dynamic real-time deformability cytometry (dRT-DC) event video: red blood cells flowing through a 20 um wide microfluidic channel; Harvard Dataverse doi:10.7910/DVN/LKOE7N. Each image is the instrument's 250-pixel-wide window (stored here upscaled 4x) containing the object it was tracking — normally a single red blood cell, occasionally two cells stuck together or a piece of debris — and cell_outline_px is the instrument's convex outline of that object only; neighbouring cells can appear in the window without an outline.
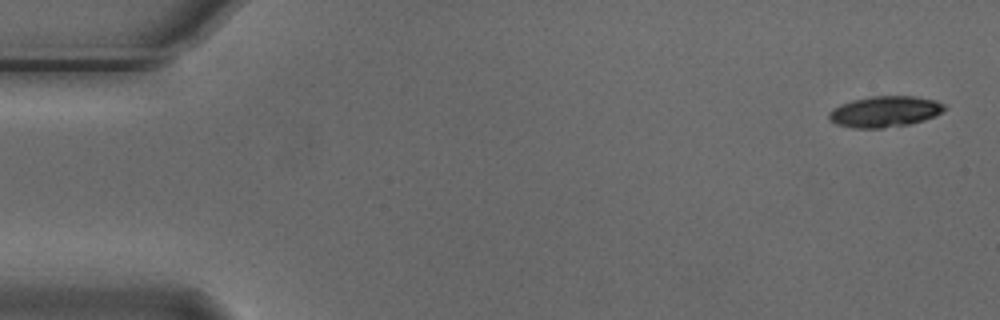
{"species": "Egyptian fruit bat (a non-hibernating species)", "species_latin": "Rousettus aegyptiacus", "temperature_condition": "cold", "stored_images_in_passage": 5, "camera_frame_rate_fps": 3000, "um_per_image_px": 0.085, "animal": {"sex": "male"}, "frame": {"image": 1, "passage_image": 1, "time_ms": 0.0, "image_size_px": [1000, 320], "cell_outline_px": [[948, 108], [936, 116], [924, 120], [908, 124], [880, 128], [852, 128], [836, 124], [828, 120], [828, 112], [832, 108], [840, 104], [852, 100], [872, 96], [916, 96], [936, 100], [944, 104]], "centroid_in_image_um": [75.2, 9.48], "position_along_channel_um": 9.8, "area_um2": 21.1}}